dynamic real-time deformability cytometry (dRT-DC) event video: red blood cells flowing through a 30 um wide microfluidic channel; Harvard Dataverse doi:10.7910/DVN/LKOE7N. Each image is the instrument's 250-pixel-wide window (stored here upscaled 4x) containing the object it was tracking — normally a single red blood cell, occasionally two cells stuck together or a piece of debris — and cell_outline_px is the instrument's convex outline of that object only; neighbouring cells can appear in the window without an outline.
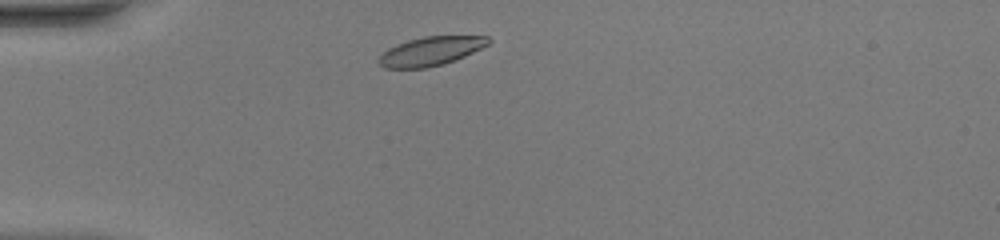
{"species": "common noctule bat (a hibernating species)", "species_latin": "Nyctalus noctula", "temperature_condition": "warm", "stored_images_in_passage": 38, "camera_frame_rate_fps": 3000, "um_per_image_px": 0.085, "animal": {"sex": "female", "body_mass_g": 20.0, "forearm_length_mm": 54.0}, "frame": {"image": 1, "passage_image": 2, "time_ms": 0.333, "image_size_px": [1000, 240], "cell_outline_px": [[492, 40], [488, 44], [456, 60], [444, 64], [428, 68], [384, 68], [376, 60], [388, 48], [396, 44], [408, 40], [424, 36], [488, 36]], "centroid_in_image_um": [36.59, 4.35], "position_along_channel_um": 48.4, "area_um2": 18.44}}
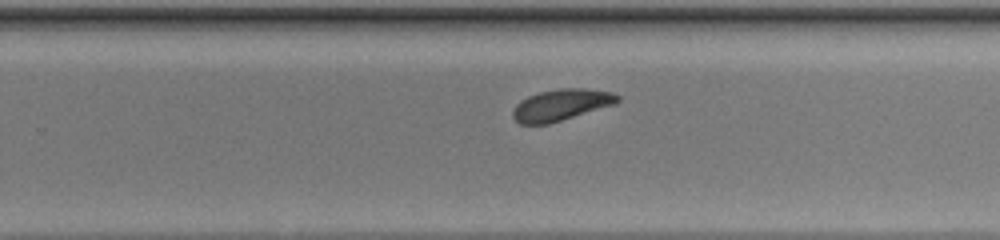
{"frame": {"image": 2, "passage_image": 21, "time_ms": 6.667, "image_size_px": [1000, 240], "cell_outline_px": [[620, 100], [616, 104], [548, 124], [520, 124], [512, 116], [512, 108], [520, 100], [528, 96], [540, 92], [560, 88], [584, 88], [612, 92], [620, 96]], "centroid_in_image_um": [47.69, 8.91], "position_along_channel_um": 282.1, "area_um2": 19.25}}
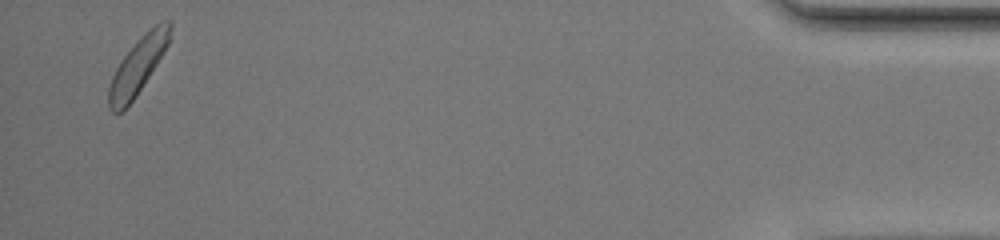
{"frame": {"image": 3, "passage_image": 37, "time_ms": 12.0, "image_size_px": [1000, 240], "cell_outline_px": [[172, 28], [168, 44], [156, 64], [136, 96], [120, 112], [112, 112], [108, 108], [108, 88], [112, 76], [120, 60], [160, 20], [172, 20]], "centroid_in_image_um": [11.71, 5.62], "position_along_channel_um": 423.5, "area_um2": 19.36}, "authors_computed_cell_mechanics": {"area_um2": 19.4497, "velocity_mm_per_s": 4.0711, "shape_relaxation_time_tau1_ms": 2.8489, "shape_relaxation_time_tau2_ms": null, "deformation_change_tau1": 0.0986, "deformation_change_tau2": null}}